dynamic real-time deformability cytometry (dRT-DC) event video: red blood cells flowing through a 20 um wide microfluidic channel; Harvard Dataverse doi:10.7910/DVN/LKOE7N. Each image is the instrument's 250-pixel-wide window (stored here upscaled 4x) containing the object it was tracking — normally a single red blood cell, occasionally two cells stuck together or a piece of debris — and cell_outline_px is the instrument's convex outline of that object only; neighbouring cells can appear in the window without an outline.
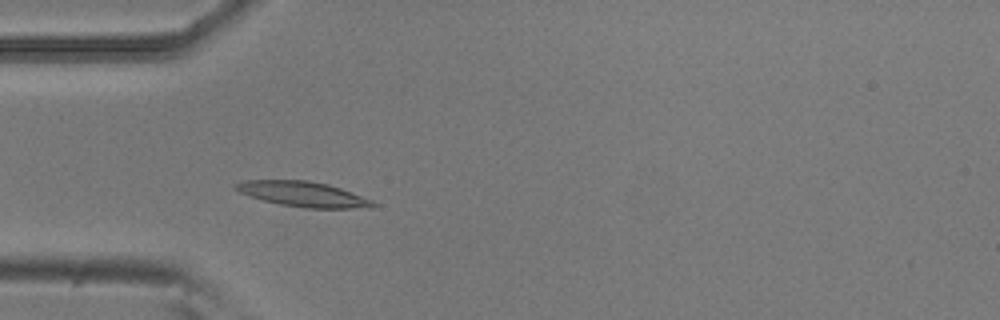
{"species": "common noctule bat (a hibernating species)", "species_latin": "Nyctalus noctula", "temperature_condition": "room temperature", "stored_images_in_passage": 4, "camera_frame_rate_fps": 3000, "um_per_image_px": 0.085, "animal": {"sex": "male", "body_mass_g": 20.5, "forearm_length_mm": 52.5}, "frame": {"image": 1, "passage_image": 4, "time_ms": 1.0, "image_size_px": [1000, 320], "cell_outline_px": [[380, 204], [372, 208], [308, 208], [280, 204], [248, 196], [232, 188], [232, 184], [244, 180], [308, 180], [328, 184], [340, 188], [372, 200]], "centroid_in_image_um": [25.75, 16.5], "position_along_channel_um": 59.2, "area_um2": 20.23}}